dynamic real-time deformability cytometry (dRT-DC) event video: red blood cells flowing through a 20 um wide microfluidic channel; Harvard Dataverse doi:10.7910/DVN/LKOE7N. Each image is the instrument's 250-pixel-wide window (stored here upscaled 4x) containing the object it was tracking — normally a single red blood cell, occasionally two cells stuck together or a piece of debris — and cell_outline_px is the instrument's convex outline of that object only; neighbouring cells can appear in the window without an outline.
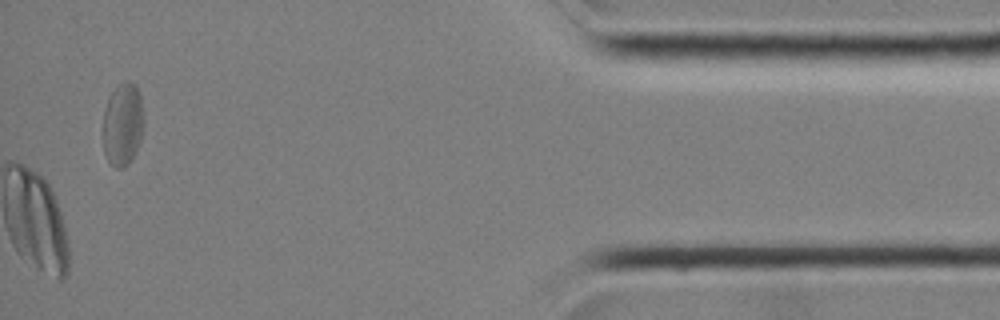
{"species": "common noctule bat (a hibernating species)", "species_latin": "Nyctalus noctula", "temperature_condition": "room temperature", "stored_images_in_passage": 39, "camera_frame_rate_fps": 3000, "um_per_image_px": 0.085, "animal": {"sex": "female", "body_mass_g": 19.0, "forearm_length_mm": 51.5}, "frame": {"image": 1, "passage_image": 39, "time_ms": 12.667, "image_size_px": [1000, 320], "cell_outline_px": [[144, 124], [140, 140], [136, 152], [132, 160], [128, 164], [120, 168], [116, 168], [108, 160], [104, 152], [104, 108], [112, 92], [124, 80], [128, 80], [136, 84], [140, 96], [144, 116]], "centroid_in_image_um": [10.46, 10.55], "position_along_channel_um": 424.7, "area_um2": 19.71}}